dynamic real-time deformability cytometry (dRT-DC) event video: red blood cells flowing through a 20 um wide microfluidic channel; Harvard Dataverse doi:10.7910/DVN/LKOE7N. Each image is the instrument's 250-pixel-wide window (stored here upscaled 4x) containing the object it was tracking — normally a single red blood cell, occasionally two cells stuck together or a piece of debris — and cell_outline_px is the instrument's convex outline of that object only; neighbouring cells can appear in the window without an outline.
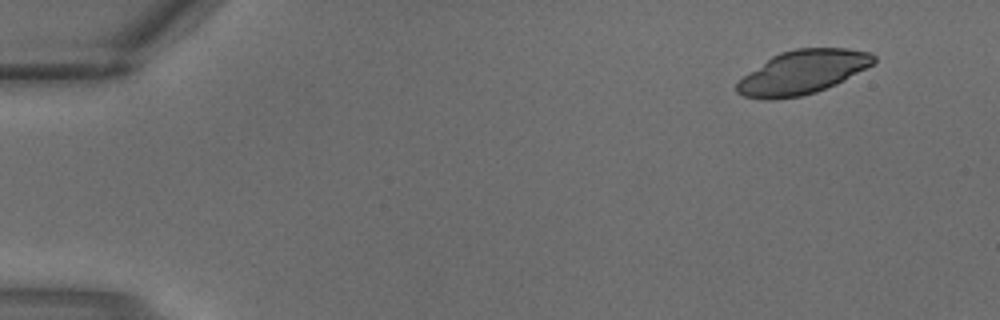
{"species": "common noctule bat (a hibernating species)", "species_latin": "Nyctalus noctula", "temperature_condition": "warm", "stored_images_in_passage": 3, "camera_frame_rate_fps": 3000, "um_per_image_px": 0.085, "animal": {"sex": "male", "body_mass_g": 18.8}, "frame": {"image": 1, "passage_image": 1, "time_ms": 0.0, "image_size_px": [1000, 320], "cell_outline_px": [[876, 60], [872, 64], [836, 84], [816, 92], [800, 96], [772, 100], [764, 100], [744, 96], [736, 92], [736, 84], [744, 76], [772, 56], [780, 52], [792, 48], [848, 48], [868, 52], [876, 56]], "centroid_in_image_um": [68.2, 6.14], "position_along_channel_um": 16.8, "area_um2": 34.62}}